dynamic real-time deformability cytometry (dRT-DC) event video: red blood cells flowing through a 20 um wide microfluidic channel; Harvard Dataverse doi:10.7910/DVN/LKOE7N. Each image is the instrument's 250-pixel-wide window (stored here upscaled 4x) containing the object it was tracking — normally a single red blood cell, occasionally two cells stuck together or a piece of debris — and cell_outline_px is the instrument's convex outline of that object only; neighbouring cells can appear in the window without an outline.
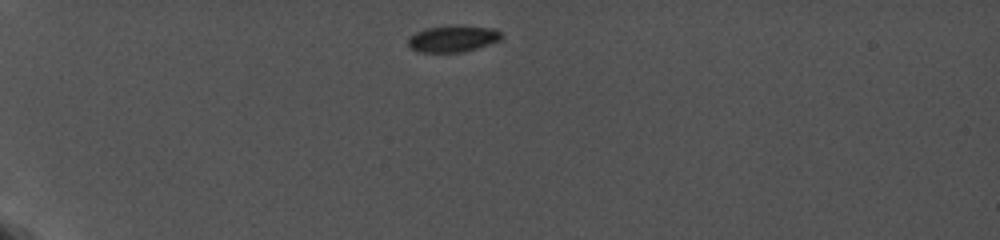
{"species": "common noctule bat (a hibernating species)", "species_latin": "Nyctalus noctula", "temperature_condition": "cold", "stored_images_in_passage": 25, "camera_frame_rate_fps": 5000, "um_per_image_px": 0.085, "animal": {"sex": "female", "body_mass_g": 19.0, "forearm_length_mm": 56.7}, "frame": {"image": 1, "passage_image": 1, "time_ms": 0.0, "image_size_px": [1000, 240], "cell_outline_px": [[504, 36], [500, 40], [464, 52], [416, 52], [408, 44], [408, 40], [416, 32], [424, 28], [452, 24], [496, 28]], "centroid_in_image_um": [38.52, 3.26], "position_along_channel_um": 46.5, "area_um2": 14.68}}
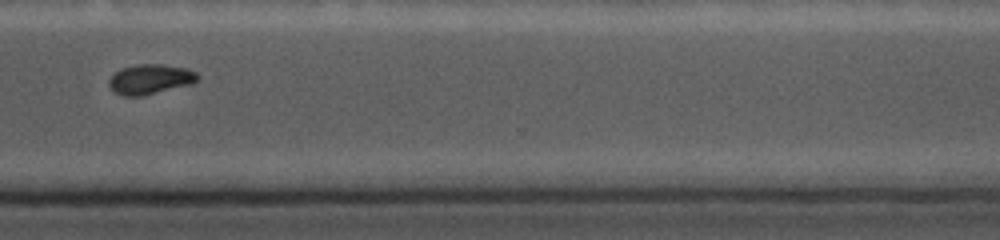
{"frame": {"image": 2, "passage_image": 16, "time_ms": 9.8, "image_size_px": [1000, 240], "cell_outline_px": [[200, 80], [192, 84], [140, 96], [124, 96], [116, 92], [108, 84], [108, 80], [120, 68], [136, 64], [160, 64], [188, 68], [196, 72], [200, 76]], "centroid_in_image_um": [12.81, 6.72], "position_along_channel_um": 357.8, "area_um2": 15.49}}
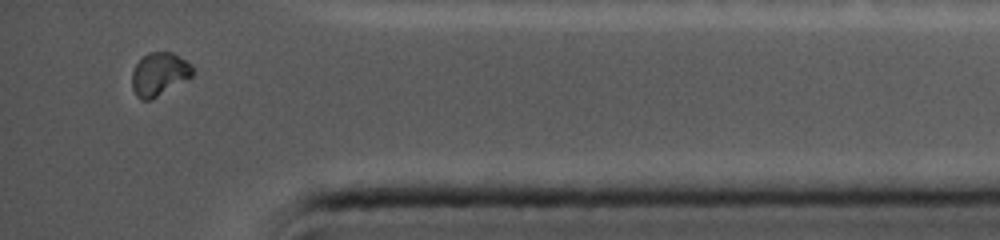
{"frame": {"image": 3, "passage_image": 23, "time_ms": 11.6, "image_size_px": [1000, 240], "cell_outline_px": [[192, 76], [156, 96], [148, 100], [140, 100], [136, 96], [132, 88], [132, 72], [136, 64], [148, 52], [172, 52], [184, 60], [192, 68]], "centroid_in_image_um": [13.48, 6.3], "position_along_channel_um": 421.7, "area_um2": 14.74}}